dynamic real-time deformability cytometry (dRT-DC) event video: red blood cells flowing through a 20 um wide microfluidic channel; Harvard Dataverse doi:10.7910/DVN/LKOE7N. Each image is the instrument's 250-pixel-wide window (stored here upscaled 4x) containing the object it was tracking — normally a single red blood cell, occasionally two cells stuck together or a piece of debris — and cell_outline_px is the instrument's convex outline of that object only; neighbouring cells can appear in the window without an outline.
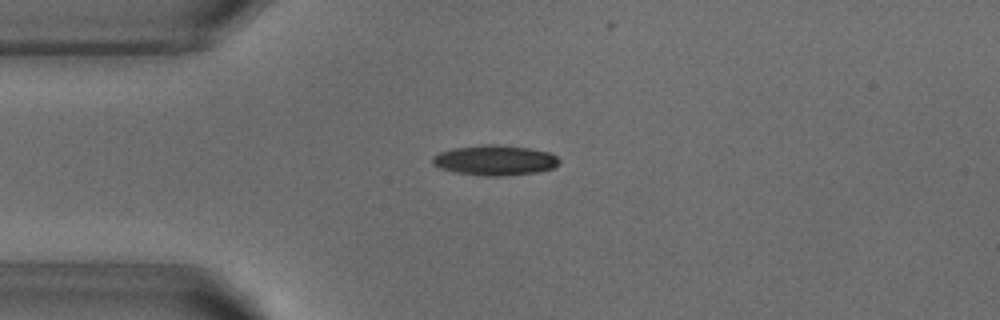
{"species": "common noctule bat (a hibernating species)", "species_latin": "Nyctalus noctula", "temperature_condition": "warm", "stored_images_in_passage": 35, "camera_frame_rate_fps": 3000, "um_per_image_px": 0.085, "animal": {"sex": "male", "body_mass_g": 18.8}, "frame": {"image": 1, "passage_image": 5, "time_ms": 1.333, "image_size_px": [1000, 320], "cell_outline_px": [[560, 164], [552, 168], [540, 172], [508, 176], [480, 176], [456, 172], [440, 168], [432, 164], [432, 156], [440, 152], [452, 148], [488, 144], [496, 144], [528, 148], [548, 152], [556, 156], [560, 160]], "centroid_in_image_um": [42.07, 13.63], "position_along_channel_um": 42.9, "area_um2": 22.48}}
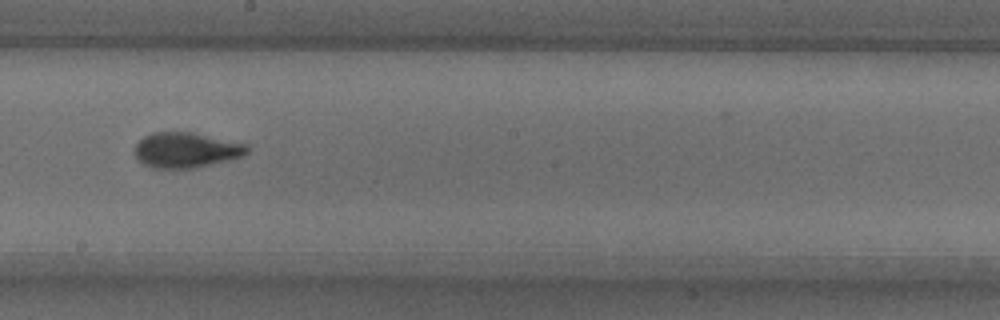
{"frame": {"image": 2, "passage_image": 21, "time_ms": 6.667, "image_size_px": [1000, 320], "cell_outline_px": [[248, 152], [244, 156], [196, 168], [152, 168], [144, 164], [136, 156], [136, 144], [144, 136], [152, 132], [192, 132], [248, 144]], "centroid_in_image_um": [15.85, 12.75], "position_along_channel_um": 232.4, "area_um2": 23.06}}
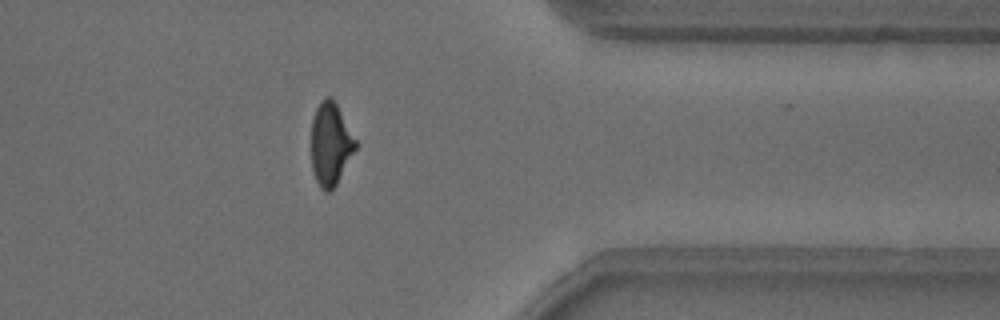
{"frame": {"image": 3, "passage_image": 34, "time_ms": 11.0, "image_size_px": [1000, 320], "cell_outline_px": [[356, 148], [332, 192], [324, 192], [320, 188], [312, 172], [312, 120], [316, 108], [320, 100], [324, 96], [332, 96], [356, 140]], "centroid_in_image_um": [28.08, 12.25], "position_along_channel_um": 383.3, "area_um2": 21.33}}